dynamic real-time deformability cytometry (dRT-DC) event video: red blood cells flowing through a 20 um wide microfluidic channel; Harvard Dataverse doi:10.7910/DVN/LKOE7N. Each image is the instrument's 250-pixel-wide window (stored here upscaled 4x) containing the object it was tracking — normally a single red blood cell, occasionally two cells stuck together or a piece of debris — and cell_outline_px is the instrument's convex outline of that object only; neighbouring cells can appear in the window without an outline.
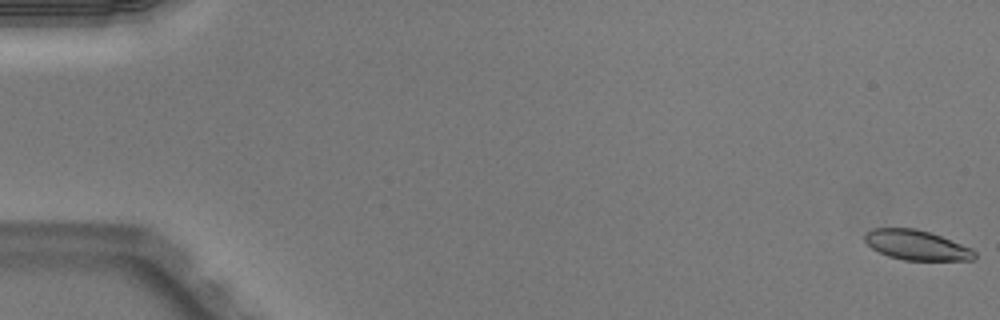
{"species": "Egyptian fruit bat (a non-hibernating species)", "species_latin": "Rousettus aegyptiacus", "temperature_condition": "warm", "stored_images_in_passage": 52, "camera_frame_rate_fps": 3000, "um_per_image_px": 0.085, "animal": {"sex": "male"}, "frame": {"image": 1, "passage_image": 1, "time_ms": 0.0, "image_size_px": [1000, 320], "cell_outline_px": [[976, 260], [904, 260], [888, 256], [872, 248], [864, 240], [864, 236], [872, 228], [916, 228], [940, 236], [972, 248], [976, 252]], "centroid_in_image_um": [77.93, 20.84], "position_along_channel_um": 7.1, "area_um2": 19.02}}
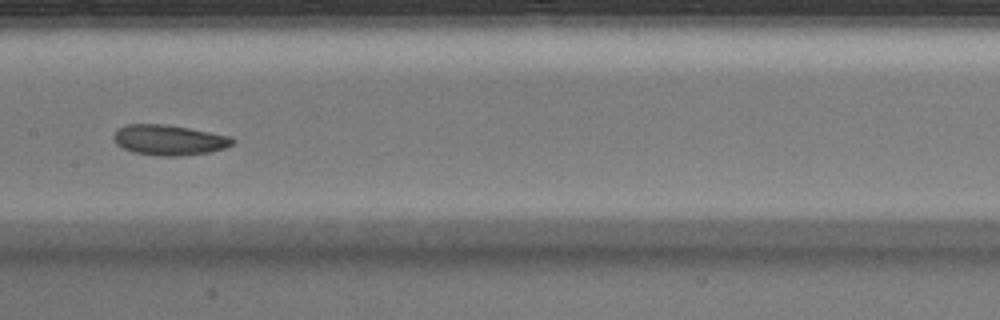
{"frame": {"image": 2, "passage_image": 27, "time_ms": 8.667, "image_size_px": [1000, 320], "cell_outline_px": [[236, 140], [232, 144], [224, 148], [208, 152], [180, 156], [156, 156], [132, 152], [116, 144], [112, 136], [120, 128], [128, 124], [164, 124], [188, 128], [228, 136]], "centroid_in_image_um": [14.34, 11.91], "position_along_channel_um": 193.1, "area_um2": 20.81}}
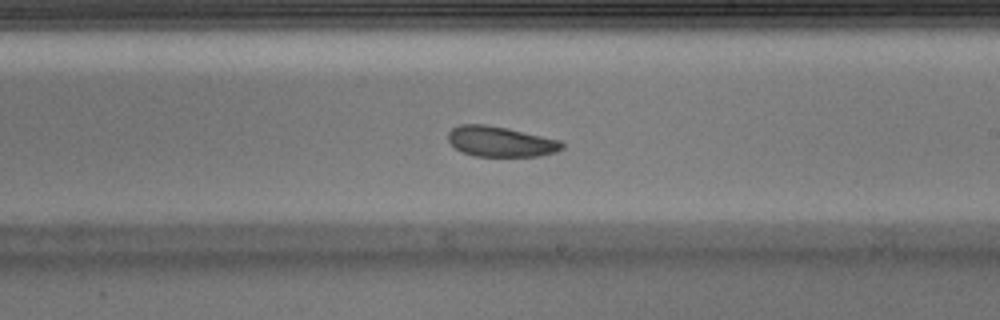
{"frame": {"image": 3, "passage_image": 31, "time_ms": 10.0, "image_size_px": [1000, 320], "cell_outline_px": [[564, 148], [556, 152], [540, 156], [476, 156], [464, 152], [456, 148], [448, 140], [448, 132], [452, 128], [460, 124], [484, 124], [508, 128], [560, 140], [564, 144]], "centroid_in_image_um": [42.57, 12.03], "position_along_channel_um": 246.4, "area_um2": 20.11}, "authors_computed_cell_mechanics": {"area_um2": 20.8658, "velocity_mm_per_s": 4.0191, "shape_relaxation_time_tau1_ms": 5.687, "shape_relaxation_time_tau2_ms": 4.9943, "deformation_change_tau1": 0.1205, "deformation_change_tau2": 0.1079}}